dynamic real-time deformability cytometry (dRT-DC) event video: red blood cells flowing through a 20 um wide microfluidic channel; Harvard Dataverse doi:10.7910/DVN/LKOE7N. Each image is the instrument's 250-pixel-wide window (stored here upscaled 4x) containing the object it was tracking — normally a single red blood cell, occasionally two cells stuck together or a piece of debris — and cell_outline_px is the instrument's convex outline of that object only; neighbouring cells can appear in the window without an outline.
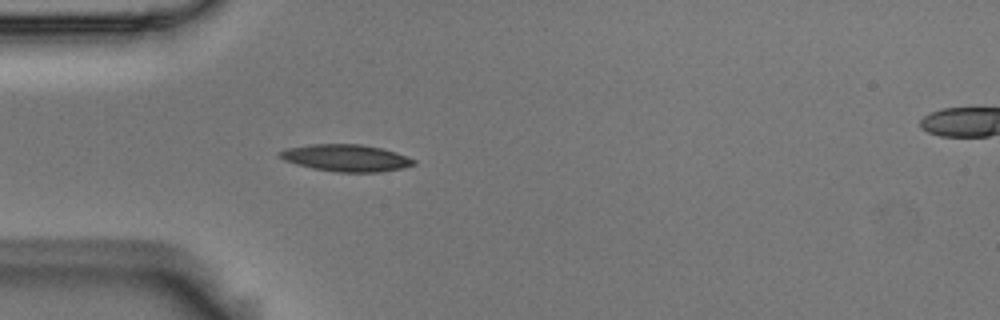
{"species": "Egyptian fruit bat (a non-hibernating species)", "species_latin": "Rousettus aegyptiacus", "temperature_condition": "room temperature", "stored_images_in_passage": 6, "segment_of_instrument_passage": [1, 2], "camera_frame_rate_fps": 3000, "um_per_image_px": 0.085, "animal": {"sex": "male"}, "frame": {"image": 1, "passage_image": 5, "time_ms": 1.333, "image_size_px": [1000, 320], "cell_outline_px": [[416, 164], [400, 168], [380, 172], [336, 172], [312, 168], [296, 164], [284, 160], [280, 156], [280, 152], [288, 148], [312, 144], [360, 144], [384, 148], [408, 156], [416, 160]], "centroid_in_image_um": [29.47, 13.42], "position_along_channel_um": 55.5, "area_um2": 20.98}}